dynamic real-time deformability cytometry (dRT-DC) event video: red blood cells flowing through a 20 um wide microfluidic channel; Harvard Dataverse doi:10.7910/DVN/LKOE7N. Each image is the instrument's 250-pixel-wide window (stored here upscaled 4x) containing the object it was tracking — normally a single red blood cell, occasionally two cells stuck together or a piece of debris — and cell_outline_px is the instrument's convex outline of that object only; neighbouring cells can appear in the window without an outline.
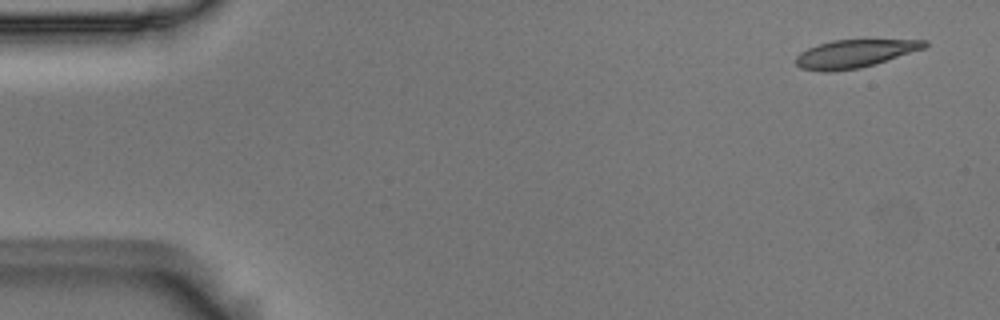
{"species": "Egyptian fruit bat (a non-hibernating species)", "species_latin": "Rousettus aegyptiacus", "temperature_condition": "room temperature", "stored_images_in_passage": 6, "camera_frame_rate_fps": 3000, "um_per_image_px": 0.085, "animal": {"sex": "male"}, "frame": {"image": 1, "passage_image": 1, "time_ms": 0.0, "image_size_px": [1000, 320], "cell_outline_px": [[928, 44], [924, 48], [876, 64], [860, 68], [832, 72], [820, 72], [800, 68], [796, 64], [796, 56], [800, 52], [808, 48], [832, 40], [928, 40]], "centroid_in_image_um": [72.61, 4.58], "position_along_channel_um": 12.4, "area_um2": 20.98}}
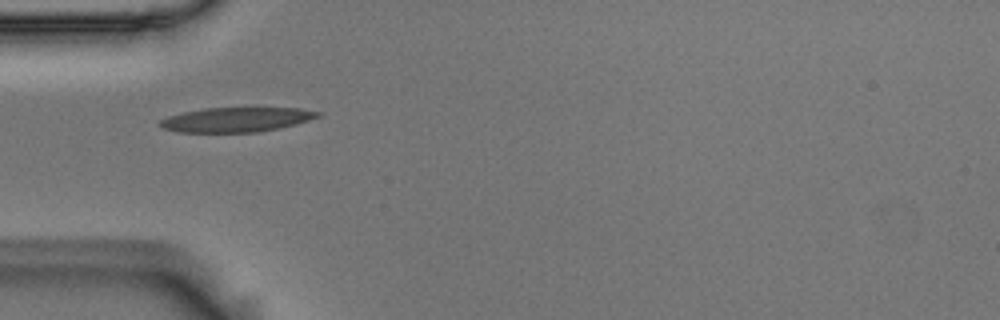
{"frame": {"image": 2, "passage_image": 5, "time_ms": 1.333, "image_size_px": [1000, 320], "cell_outline_px": [[324, 112], [320, 116], [296, 124], [280, 128], [256, 132], [180, 132], [164, 128], [156, 124], [160, 120], [168, 116], [184, 112], [204, 108], [300, 108]], "centroid_in_image_um": [20.11, 10.16], "position_along_channel_um": 64.9, "area_um2": 22.6}}
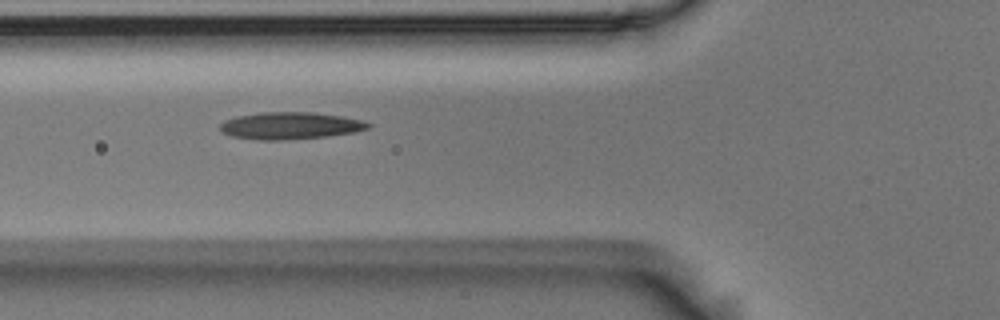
{"frame": {"image": 3, "passage_image": 6, "time_ms": 1.667, "image_size_px": [1000, 320], "cell_outline_px": [[372, 124], [368, 128], [352, 132], [328, 136], [280, 140], [256, 140], [232, 136], [220, 132], [220, 124], [224, 120], [236, 116], [260, 112], [312, 112], [344, 116], [364, 120]], "centroid_in_image_um": [24.64, 10.67], "position_along_channel_um": 101.2, "area_um2": 23.52}}